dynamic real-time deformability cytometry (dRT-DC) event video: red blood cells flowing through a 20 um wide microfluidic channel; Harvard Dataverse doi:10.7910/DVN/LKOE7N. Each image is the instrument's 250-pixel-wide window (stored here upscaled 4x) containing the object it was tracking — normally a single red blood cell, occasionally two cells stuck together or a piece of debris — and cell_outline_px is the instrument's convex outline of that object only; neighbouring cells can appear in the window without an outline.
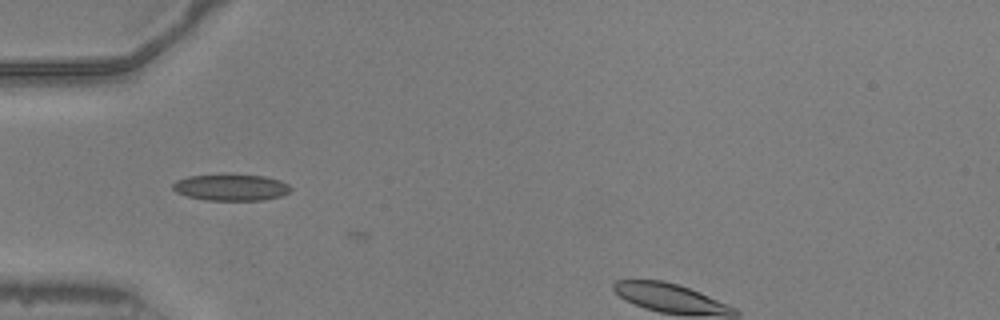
{"species": "common noctule bat (a hibernating species)", "species_latin": "Nyctalus noctula", "temperature_condition": "warm", "stored_images_in_passage": 12, "camera_frame_rate_fps": 3000, "um_per_image_px": 0.085, "animal": {"sex": "male", "body_mass_g": 20.5, "forearm_length_mm": 52.5}, "frame": {"image": 1, "passage_image": 11, "time_ms": 3.333, "image_size_px": [1000, 320], "cell_outline_px": [[292, 188], [288, 192], [280, 196], [260, 200], [208, 200], [188, 196], [176, 192], [172, 188], [172, 184], [176, 180], [188, 176], [220, 172], [224, 172], [264, 176], [280, 180], [288, 184]], "centroid_in_image_um": [19.6, 15.88], "position_along_channel_um": 65.4, "area_um2": 18.73}}